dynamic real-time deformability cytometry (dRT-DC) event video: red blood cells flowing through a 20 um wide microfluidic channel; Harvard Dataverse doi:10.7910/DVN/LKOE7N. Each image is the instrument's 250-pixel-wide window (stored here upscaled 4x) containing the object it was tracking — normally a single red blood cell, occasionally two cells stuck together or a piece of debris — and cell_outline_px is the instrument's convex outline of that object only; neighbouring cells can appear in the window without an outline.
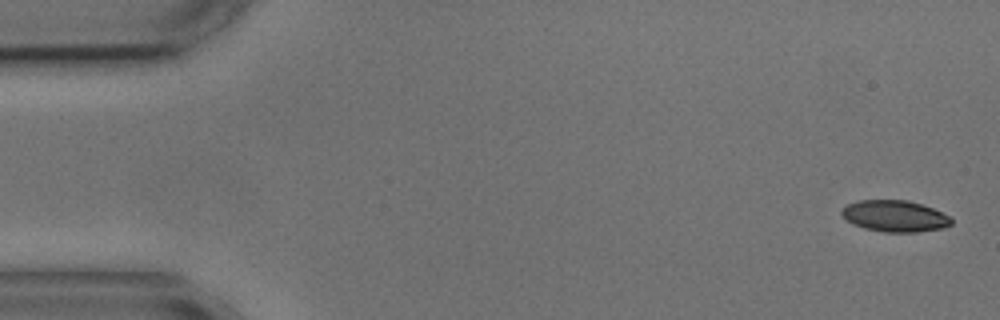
{"species": "common noctule bat (a hibernating species)", "species_latin": "Nyctalus noctula", "temperature_condition": "cold", "stored_images_in_passage": 4, "camera_frame_rate_fps": 3000, "um_per_image_px": 0.085, "animal": {"sex": "male", "body_mass_g": 17.9, "forearm_length_mm": 54.2}, "frame": {"image": 1, "passage_image": 1, "time_ms": 0.0, "image_size_px": [1000, 320], "cell_outline_px": [[952, 224], [944, 228], [916, 232], [884, 232], [864, 228], [852, 224], [840, 212], [840, 208], [848, 204], [860, 200], [908, 200], [932, 208], [948, 216], [952, 220]], "centroid_in_image_um": [76.04, 18.37], "position_along_channel_um": 9.0, "area_um2": 20.0}}
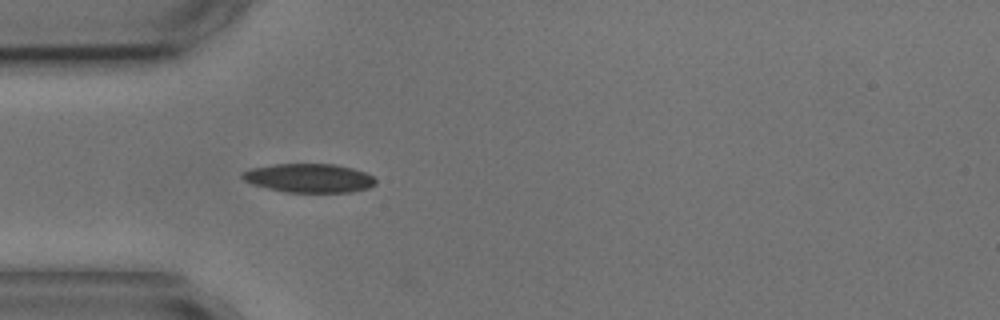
{"frame": {"image": 2, "passage_image": 4, "time_ms": 4.667, "image_size_px": [1000, 320], "cell_outline_px": [[376, 184], [368, 188], [352, 192], [284, 192], [252, 184], [244, 180], [240, 176], [240, 172], [252, 168], [272, 164], [336, 164], [352, 168], [364, 172], [372, 176], [376, 180]], "centroid_in_image_um": [26.25, 15.13], "position_along_channel_um": 58.8, "area_um2": 22.48}}